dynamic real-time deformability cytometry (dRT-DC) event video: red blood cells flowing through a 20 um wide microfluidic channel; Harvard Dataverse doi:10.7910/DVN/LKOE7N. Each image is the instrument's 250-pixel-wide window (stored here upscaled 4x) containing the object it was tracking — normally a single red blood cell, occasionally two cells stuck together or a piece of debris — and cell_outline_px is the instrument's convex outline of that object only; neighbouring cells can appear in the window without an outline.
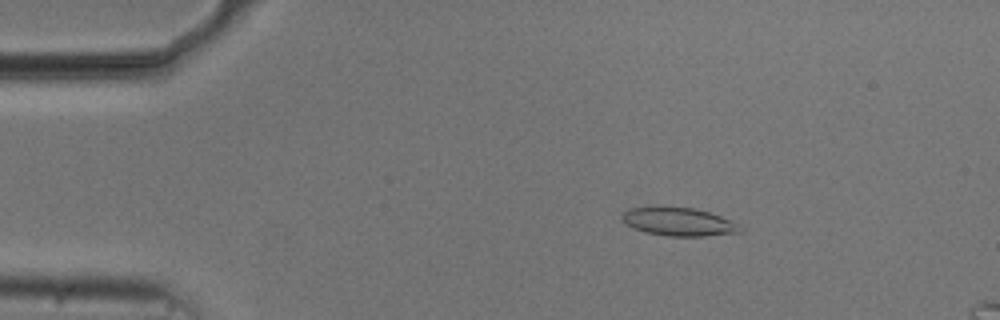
{"species": "common noctule bat (a hibernating species)", "species_latin": "Nyctalus noctula", "temperature_condition": "cold", "stored_images_in_passage": 55, "segment_of_instrument_passage": [1, 2], "camera_frame_rate_fps": 3000, "um_per_image_px": 0.085, "animal": {"sex": "male", "body_mass_g": 20.5, "forearm_length_mm": 52.5}, "frame": {"image": 1, "passage_image": 9, "time_ms": 2.667, "image_size_px": [1000, 320], "cell_outline_px": [[744, 228], [740, 232], [704, 236], [668, 236], [648, 232], [636, 228], [628, 224], [620, 216], [628, 208], [664, 204], [696, 208], [720, 216]], "centroid_in_image_um": [57.65, 18.8], "position_along_channel_um": 27.3, "area_um2": 19.71}}
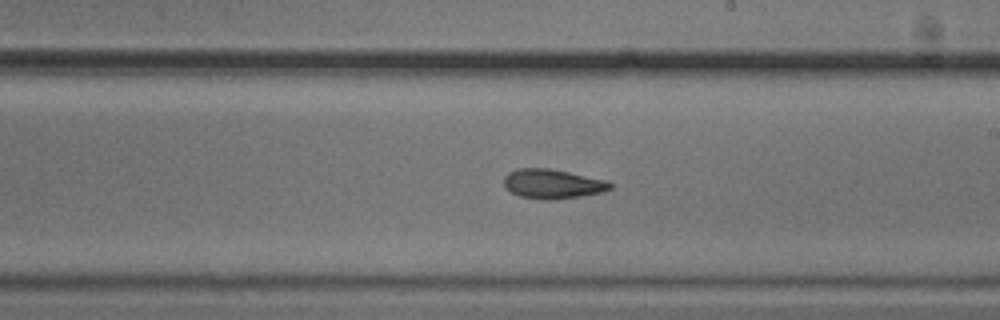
{"frame": {"image": 2, "passage_image": 31, "time_ms": 10.0, "image_size_px": [1000, 320], "cell_outline_px": [[612, 188], [604, 192], [556, 200], [540, 200], [520, 196], [504, 188], [504, 176], [508, 172], [516, 168], [548, 168], [608, 180], [612, 184]], "centroid_in_image_um": [46.96, 15.64], "position_along_channel_um": 242.0, "area_um2": 18.5}}
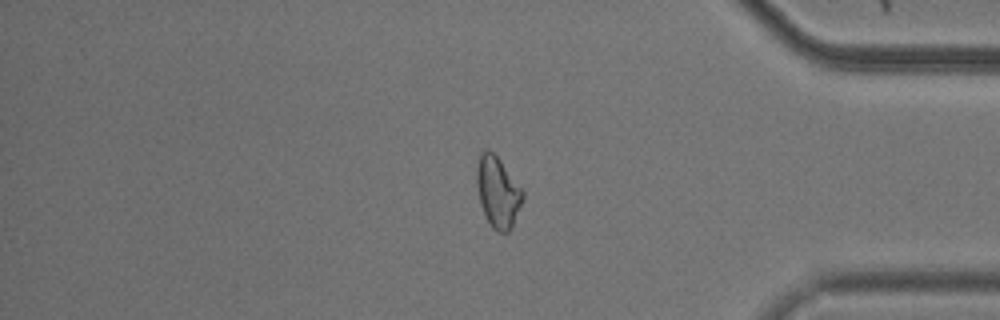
{"frame": {"image": 3, "passage_image": 45, "time_ms": 14.667, "image_size_px": [1000, 320], "cell_outline_px": [[524, 196], [512, 224], [508, 232], [500, 232], [492, 228], [480, 204], [476, 184], [476, 168], [480, 152], [484, 148], [488, 148], [500, 160], [524, 192]], "centroid_in_image_um": [42.27, 16.27], "position_along_channel_um": 392.9, "area_um2": 18.73}}